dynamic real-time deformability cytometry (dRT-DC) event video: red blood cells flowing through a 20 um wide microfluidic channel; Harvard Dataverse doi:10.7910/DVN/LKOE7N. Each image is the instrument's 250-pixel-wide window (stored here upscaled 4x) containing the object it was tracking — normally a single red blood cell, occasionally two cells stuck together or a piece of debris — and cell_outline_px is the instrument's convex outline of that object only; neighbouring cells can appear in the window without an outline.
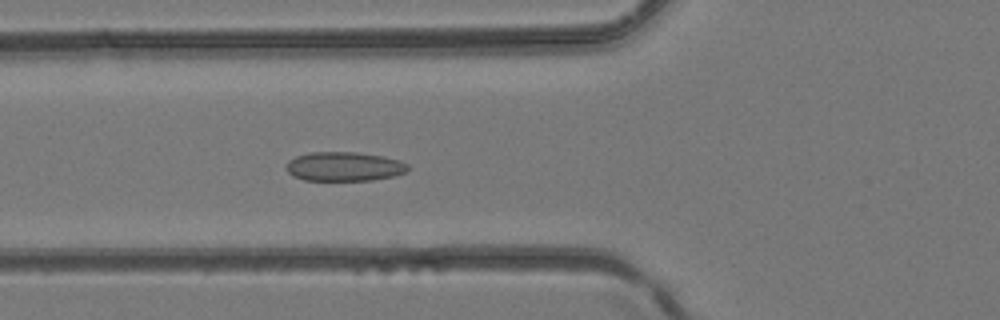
{"species": "common noctule bat (a hibernating species)", "species_latin": "Nyctalus noctula", "temperature_condition": "room temperature", "stored_images_in_passage": 42, "camera_frame_rate_fps": 3000, "um_per_image_px": 0.085, "animal": {"sex": "female", "body_mass_g": 24.6, "forearm_length_mm": 56.2}, "frame": {"image": 1, "passage_image": 16, "time_ms": 5.0, "image_size_px": [1000, 320], "cell_outline_px": [[408, 168], [404, 172], [392, 176], [372, 180], [304, 180], [292, 176], [288, 172], [288, 160], [296, 156], [308, 152], [356, 152], [384, 156], [400, 160], [408, 164]], "centroid_in_image_um": [29.24, 14.14], "position_along_channel_um": 96.6, "area_um2": 20.63}}
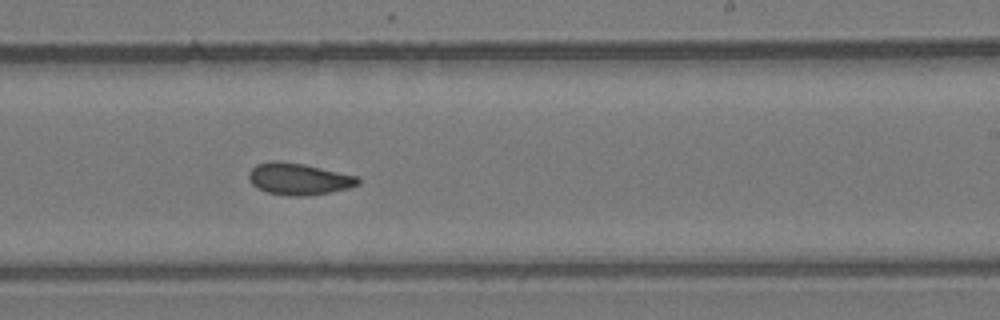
{"frame": {"image": 2, "passage_image": 26, "time_ms": 8.333, "image_size_px": [1000, 320], "cell_outline_px": [[360, 184], [348, 188], [308, 196], [288, 196], [268, 192], [252, 184], [248, 180], [248, 172], [256, 164], [272, 160], [280, 160], [304, 164], [356, 176], [360, 180]], "centroid_in_image_um": [25.35, 15.2], "position_along_channel_um": 263.6, "area_um2": 20.17}}
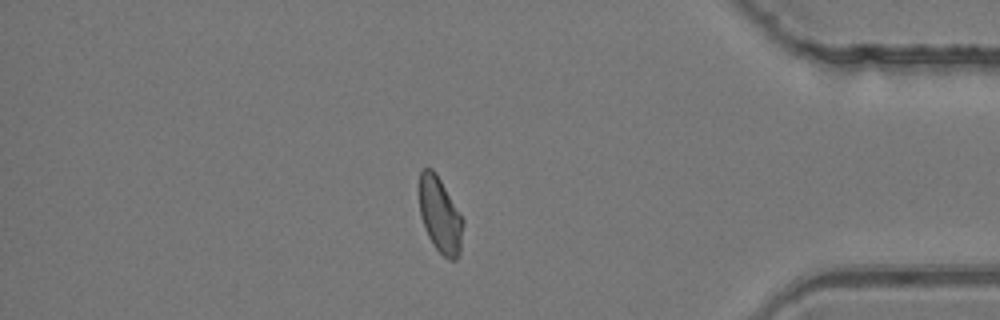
{"frame": {"image": 3, "passage_image": 36, "time_ms": 11.667, "image_size_px": [1000, 320], "cell_outline_px": [[464, 224], [460, 256], [456, 260], [448, 260], [436, 248], [428, 236], [420, 216], [420, 172], [424, 168], [432, 168], [436, 172], [464, 220]], "centroid_in_image_um": [37.43, 18.32], "position_along_channel_um": 397.8, "area_um2": 19.31}}